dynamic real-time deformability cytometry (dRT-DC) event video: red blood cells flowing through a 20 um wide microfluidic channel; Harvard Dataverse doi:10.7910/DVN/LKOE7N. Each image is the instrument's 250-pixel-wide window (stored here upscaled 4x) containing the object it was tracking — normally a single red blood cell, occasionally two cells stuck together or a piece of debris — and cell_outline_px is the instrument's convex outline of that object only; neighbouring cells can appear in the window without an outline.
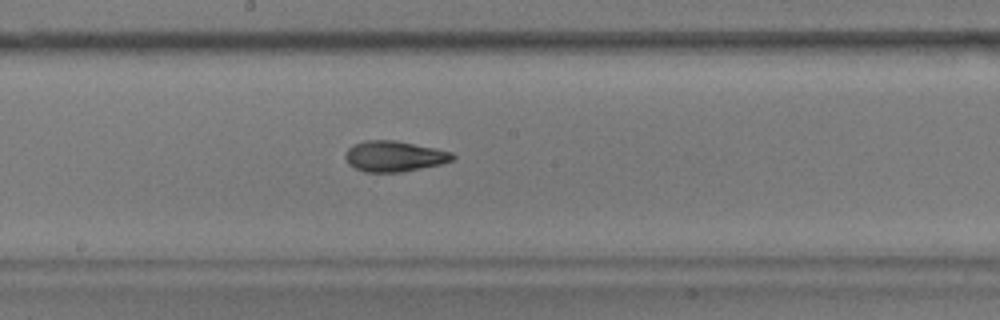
{"species": "common noctule bat (a hibernating species)", "species_latin": "Nyctalus noctula", "temperature_condition": "warm", "stored_images_in_passage": 33, "camera_frame_rate_fps": 3000, "um_per_image_px": 0.085, "animal": {"sex": "male", "body_mass_g": 17.9}, "frame": {"image": 1, "passage_image": 23, "time_ms": 7.333, "image_size_px": [1000, 320], "cell_outline_px": [[456, 156], [452, 160], [440, 164], [400, 172], [364, 172], [348, 164], [344, 156], [348, 148], [352, 144], [364, 140], [396, 140], [436, 148], [452, 152]], "centroid_in_image_um": [33.48, 13.27], "position_along_channel_um": 214.7, "area_um2": 19.25}}